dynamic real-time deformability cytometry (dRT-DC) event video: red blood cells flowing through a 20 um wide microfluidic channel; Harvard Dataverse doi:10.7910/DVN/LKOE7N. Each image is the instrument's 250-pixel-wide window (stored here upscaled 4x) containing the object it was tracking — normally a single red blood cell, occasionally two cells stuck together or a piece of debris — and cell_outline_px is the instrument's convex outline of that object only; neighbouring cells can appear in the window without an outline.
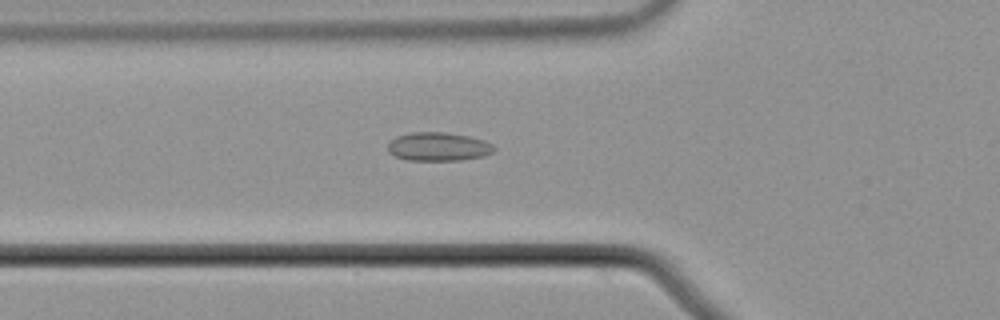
{"species": "common noctule bat (a hibernating species)", "species_latin": "Nyctalus noctula", "temperature_condition": "cold", "stored_images_in_passage": 45, "camera_frame_rate_fps": 3000, "um_per_image_px": 0.085, "animal": {"sex": "male", "body_mass_g": 21.5, "forearm_length_mm": 52.0}, "frame": {"image": 1, "passage_image": 10, "time_ms": 3.0, "image_size_px": [1000, 320], "cell_outline_px": [[496, 148], [492, 152], [484, 156], [460, 160], [408, 160], [396, 156], [388, 152], [388, 144], [396, 136], [412, 132], [444, 132], [468, 136], [484, 140], [492, 144]], "centroid_in_image_um": [37.26, 12.46], "position_along_channel_um": 88.5, "area_um2": 17.63}}
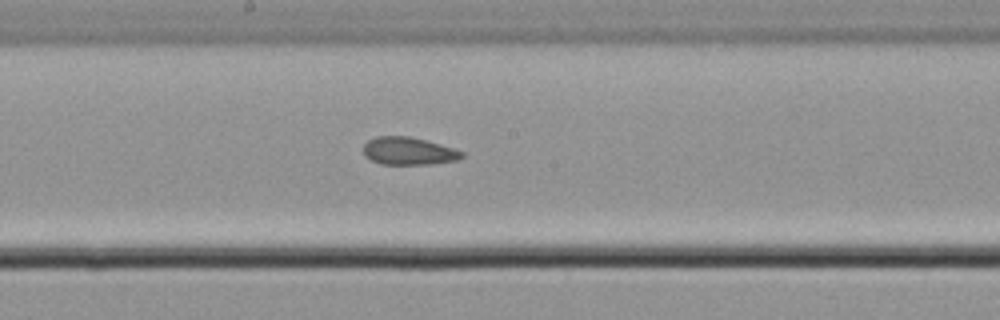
{"frame": {"image": 2, "passage_image": 20, "time_ms": 6.333, "image_size_px": [1000, 320], "cell_outline_px": [[464, 156], [456, 160], [432, 164], [380, 164], [368, 160], [364, 156], [364, 144], [368, 140], [376, 136], [408, 136], [424, 140], [452, 148], [464, 152]], "centroid_in_image_um": [34.67, 12.85], "position_along_channel_um": 213.5, "area_um2": 15.84}}
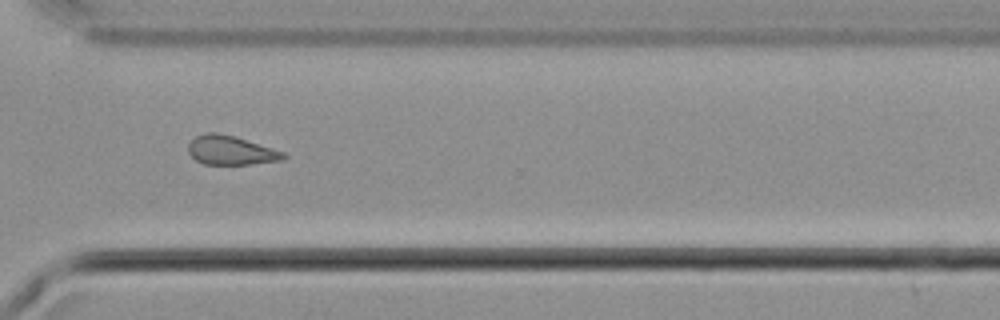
{"frame": {"image": 3, "passage_image": 31, "time_ms": 10.0, "image_size_px": [1000, 320], "cell_outline_px": [[288, 156], [284, 160], [248, 164], [204, 164], [196, 160], [188, 152], [188, 144], [196, 136], [208, 132], [216, 132], [232, 136], [284, 152]], "centroid_in_image_um": [19.61, 12.79], "position_along_channel_um": 351.0, "area_um2": 15.84}, "authors_computed_cell_mechanics": {"area_um2": 16.3574, "velocity_mm_per_s": 3.7378, "shape_relaxation_time_tau1_ms": null, "shape_relaxation_time_tau2_ms": 8.4517, "deformation_change_tau1": null, "deformation_change_tau2": 0.176}}